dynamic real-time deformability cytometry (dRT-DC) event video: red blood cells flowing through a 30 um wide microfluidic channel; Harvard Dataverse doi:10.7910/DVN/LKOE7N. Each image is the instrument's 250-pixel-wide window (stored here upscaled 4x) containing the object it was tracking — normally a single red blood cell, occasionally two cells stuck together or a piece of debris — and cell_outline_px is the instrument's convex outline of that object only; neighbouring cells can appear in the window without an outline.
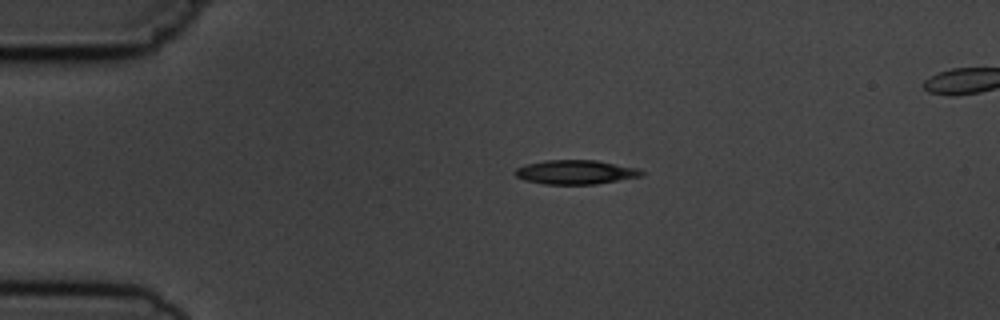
{"species": "common noctule bat (a hibernating species)", "species_latin": "Nyctalus noctula", "temperature_condition": "cold", "stored_images_in_passage": 3, "segment_of_instrument_passage": [1, 2], "camera_frame_rate_fps": 3000, "um_per_image_px": 0.085, "animal": {"sex": "male", "body_mass_g": 19.5, "forearm_length_mm": 54.6}, "frame": {"image": 1, "passage_image": 1, "time_ms": 0.0, "image_size_px": [1000, 320], "cell_outline_px": [[644, 176], [596, 184], [544, 184], [524, 180], [516, 176], [512, 172], [516, 168], [528, 164], [544, 160], [596, 160], [636, 168], [644, 172]], "centroid_in_image_um": [48.91, 14.63], "position_along_channel_um": 36.1, "area_um2": 17.8}}